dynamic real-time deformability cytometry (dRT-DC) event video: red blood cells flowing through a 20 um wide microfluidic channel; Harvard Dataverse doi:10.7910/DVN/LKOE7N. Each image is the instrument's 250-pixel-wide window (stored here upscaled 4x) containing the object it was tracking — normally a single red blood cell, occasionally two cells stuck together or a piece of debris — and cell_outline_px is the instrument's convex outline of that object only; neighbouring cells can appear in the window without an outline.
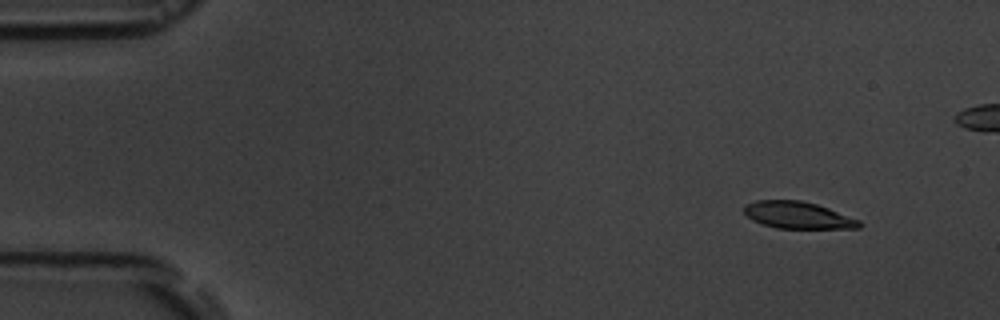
{"species": "common noctule bat (a hibernating species)", "species_latin": "Nyctalus noctula", "temperature_condition": "room temperature", "stored_images_in_passage": 5, "camera_frame_rate_fps": 3000, "um_per_image_px": 0.085, "animal": {"sex": "male", "body_mass_g": 19.5, "forearm_length_mm": 54.6}, "frame": {"image": 1, "passage_image": 1, "time_ms": 0.0, "image_size_px": [1000, 320], "cell_outline_px": [[864, 224], [860, 228], [776, 228], [752, 220], [744, 212], [744, 204], [756, 200], [800, 200], [816, 204], [828, 208], [860, 220]], "centroid_in_image_um": [67.83, 18.28], "position_along_channel_um": 17.2, "area_um2": 18.03}}